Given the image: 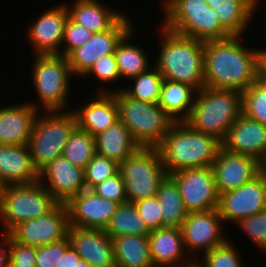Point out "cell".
Masks as SVG:
<instances>
[{
  "label": "cell",
  "mask_w": 266,
  "mask_h": 267,
  "mask_svg": "<svg viewBox=\"0 0 266 267\" xmlns=\"http://www.w3.org/2000/svg\"><path fill=\"white\" fill-rule=\"evenodd\" d=\"M241 39L243 35H231L204 42L206 87L242 93L256 81L259 48L247 47Z\"/></svg>",
  "instance_id": "6da1fadb"
},
{
  "label": "cell",
  "mask_w": 266,
  "mask_h": 267,
  "mask_svg": "<svg viewBox=\"0 0 266 267\" xmlns=\"http://www.w3.org/2000/svg\"><path fill=\"white\" fill-rule=\"evenodd\" d=\"M160 50L153 65L163 79L191 85L197 91L205 86L204 41L182 36L158 26ZM162 38V39H161Z\"/></svg>",
  "instance_id": "7a4b0ae2"
},
{
  "label": "cell",
  "mask_w": 266,
  "mask_h": 267,
  "mask_svg": "<svg viewBox=\"0 0 266 267\" xmlns=\"http://www.w3.org/2000/svg\"><path fill=\"white\" fill-rule=\"evenodd\" d=\"M222 143L196 131L186 122H174L156 147L168 175L183 169L212 167Z\"/></svg>",
  "instance_id": "3957f363"
},
{
  "label": "cell",
  "mask_w": 266,
  "mask_h": 267,
  "mask_svg": "<svg viewBox=\"0 0 266 267\" xmlns=\"http://www.w3.org/2000/svg\"><path fill=\"white\" fill-rule=\"evenodd\" d=\"M241 113V92L204 86L197 91L190 115L184 122L222 142Z\"/></svg>",
  "instance_id": "277c9868"
},
{
  "label": "cell",
  "mask_w": 266,
  "mask_h": 267,
  "mask_svg": "<svg viewBox=\"0 0 266 267\" xmlns=\"http://www.w3.org/2000/svg\"><path fill=\"white\" fill-rule=\"evenodd\" d=\"M31 66L32 81L37 100L31 102L36 109L41 111H66L71 94V81L73 73L67 57L59 54H46L33 56ZM71 78V79H70ZM38 103V104H37ZM40 107V108H39ZM68 107V108H67Z\"/></svg>",
  "instance_id": "5b68a950"
},
{
  "label": "cell",
  "mask_w": 266,
  "mask_h": 267,
  "mask_svg": "<svg viewBox=\"0 0 266 267\" xmlns=\"http://www.w3.org/2000/svg\"><path fill=\"white\" fill-rule=\"evenodd\" d=\"M112 93L116 98L119 120L135 142L140 147H157L174 124L173 119L158 103L136 100L123 90Z\"/></svg>",
  "instance_id": "8992f818"
},
{
  "label": "cell",
  "mask_w": 266,
  "mask_h": 267,
  "mask_svg": "<svg viewBox=\"0 0 266 267\" xmlns=\"http://www.w3.org/2000/svg\"><path fill=\"white\" fill-rule=\"evenodd\" d=\"M163 13L162 25L182 36L204 42L231 36L206 0H174Z\"/></svg>",
  "instance_id": "52a82bcc"
},
{
  "label": "cell",
  "mask_w": 266,
  "mask_h": 267,
  "mask_svg": "<svg viewBox=\"0 0 266 267\" xmlns=\"http://www.w3.org/2000/svg\"><path fill=\"white\" fill-rule=\"evenodd\" d=\"M41 112L35 119L27 144L38 172L55 158L63 155L65 144L77 126L72 110Z\"/></svg>",
  "instance_id": "ba28073f"
},
{
  "label": "cell",
  "mask_w": 266,
  "mask_h": 267,
  "mask_svg": "<svg viewBox=\"0 0 266 267\" xmlns=\"http://www.w3.org/2000/svg\"><path fill=\"white\" fill-rule=\"evenodd\" d=\"M58 202L38 180L30 184L6 185L0 200V223L8 234L22 222L45 215Z\"/></svg>",
  "instance_id": "9c48e42d"
},
{
  "label": "cell",
  "mask_w": 266,
  "mask_h": 267,
  "mask_svg": "<svg viewBox=\"0 0 266 267\" xmlns=\"http://www.w3.org/2000/svg\"><path fill=\"white\" fill-rule=\"evenodd\" d=\"M118 172L130 203L156 196L160 183L168 175L156 147H139L118 164Z\"/></svg>",
  "instance_id": "30bf717a"
},
{
  "label": "cell",
  "mask_w": 266,
  "mask_h": 267,
  "mask_svg": "<svg viewBox=\"0 0 266 267\" xmlns=\"http://www.w3.org/2000/svg\"><path fill=\"white\" fill-rule=\"evenodd\" d=\"M169 176L176 182L188 213L218 207L219 193L212 167L183 169Z\"/></svg>",
  "instance_id": "8fae6325"
},
{
  "label": "cell",
  "mask_w": 266,
  "mask_h": 267,
  "mask_svg": "<svg viewBox=\"0 0 266 267\" xmlns=\"http://www.w3.org/2000/svg\"><path fill=\"white\" fill-rule=\"evenodd\" d=\"M222 221L217 208L187 213L181 231L186 251L195 262L200 256L198 252L201 251V254H204L229 239L228 236L226 237L227 234H223L225 225Z\"/></svg>",
  "instance_id": "7c38bea8"
},
{
  "label": "cell",
  "mask_w": 266,
  "mask_h": 267,
  "mask_svg": "<svg viewBox=\"0 0 266 267\" xmlns=\"http://www.w3.org/2000/svg\"><path fill=\"white\" fill-rule=\"evenodd\" d=\"M69 228L66 204L58 203L45 215L20 223L8 235L15 242L40 247L66 238Z\"/></svg>",
  "instance_id": "4fadbf2b"
},
{
  "label": "cell",
  "mask_w": 266,
  "mask_h": 267,
  "mask_svg": "<svg viewBox=\"0 0 266 267\" xmlns=\"http://www.w3.org/2000/svg\"><path fill=\"white\" fill-rule=\"evenodd\" d=\"M217 210L224 224L266 210V175L261 172L251 182L219 194Z\"/></svg>",
  "instance_id": "5bb4252c"
},
{
  "label": "cell",
  "mask_w": 266,
  "mask_h": 267,
  "mask_svg": "<svg viewBox=\"0 0 266 267\" xmlns=\"http://www.w3.org/2000/svg\"><path fill=\"white\" fill-rule=\"evenodd\" d=\"M127 15L125 14L110 30L93 33L85 44L67 56L74 77L81 78L101 56L115 53L118 42L135 26Z\"/></svg>",
  "instance_id": "9a60e30c"
},
{
  "label": "cell",
  "mask_w": 266,
  "mask_h": 267,
  "mask_svg": "<svg viewBox=\"0 0 266 267\" xmlns=\"http://www.w3.org/2000/svg\"><path fill=\"white\" fill-rule=\"evenodd\" d=\"M66 3H58L42 12L29 26L27 39L34 55H61L64 28L69 17Z\"/></svg>",
  "instance_id": "2e32d148"
},
{
  "label": "cell",
  "mask_w": 266,
  "mask_h": 267,
  "mask_svg": "<svg viewBox=\"0 0 266 267\" xmlns=\"http://www.w3.org/2000/svg\"><path fill=\"white\" fill-rule=\"evenodd\" d=\"M212 169L217 191L222 194L251 182L262 172V164L253 157L232 153L221 147Z\"/></svg>",
  "instance_id": "e0dca14e"
},
{
  "label": "cell",
  "mask_w": 266,
  "mask_h": 267,
  "mask_svg": "<svg viewBox=\"0 0 266 267\" xmlns=\"http://www.w3.org/2000/svg\"><path fill=\"white\" fill-rule=\"evenodd\" d=\"M118 205L93 190L85 189L66 203L69 224L73 227L105 230Z\"/></svg>",
  "instance_id": "ac0fdd59"
},
{
  "label": "cell",
  "mask_w": 266,
  "mask_h": 267,
  "mask_svg": "<svg viewBox=\"0 0 266 267\" xmlns=\"http://www.w3.org/2000/svg\"><path fill=\"white\" fill-rule=\"evenodd\" d=\"M39 181L58 203L66 204L86 189L84 170L63 155L55 158L39 172Z\"/></svg>",
  "instance_id": "d6986e66"
},
{
  "label": "cell",
  "mask_w": 266,
  "mask_h": 267,
  "mask_svg": "<svg viewBox=\"0 0 266 267\" xmlns=\"http://www.w3.org/2000/svg\"><path fill=\"white\" fill-rule=\"evenodd\" d=\"M221 143L229 152L253 157L261 164L266 160V126L242 113Z\"/></svg>",
  "instance_id": "ffe728a7"
},
{
  "label": "cell",
  "mask_w": 266,
  "mask_h": 267,
  "mask_svg": "<svg viewBox=\"0 0 266 267\" xmlns=\"http://www.w3.org/2000/svg\"><path fill=\"white\" fill-rule=\"evenodd\" d=\"M148 241L154 267H195V261L186 251L181 228L151 230Z\"/></svg>",
  "instance_id": "44dd1931"
},
{
  "label": "cell",
  "mask_w": 266,
  "mask_h": 267,
  "mask_svg": "<svg viewBox=\"0 0 266 267\" xmlns=\"http://www.w3.org/2000/svg\"><path fill=\"white\" fill-rule=\"evenodd\" d=\"M71 245L92 267H116L112 239L103 229L70 226Z\"/></svg>",
  "instance_id": "7402d4cb"
},
{
  "label": "cell",
  "mask_w": 266,
  "mask_h": 267,
  "mask_svg": "<svg viewBox=\"0 0 266 267\" xmlns=\"http://www.w3.org/2000/svg\"><path fill=\"white\" fill-rule=\"evenodd\" d=\"M87 99L86 104L73 107L72 111L77 126L95 137L119 120L118 106L113 93H91Z\"/></svg>",
  "instance_id": "603a6c76"
},
{
  "label": "cell",
  "mask_w": 266,
  "mask_h": 267,
  "mask_svg": "<svg viewBox=\"0 0 266 267\" xmlns=\"http://www.w3.org/2000/svg\"><path fill=\"white\" fill-rule=\"evenodd\" d=\"M39 111L26 101L0 106V145H27Z\"/></svg>",
  "instance_id": "cb8c5ba5"
},
{
  "label": "cell",
  "mask_w": 266,
  "mask_h": 267,
  "mask_svg": "<svg viewBox=\"0 0 266 267\" xmlns=\"http://www.w3.org/2000/svg\"><path fill=\"white\" fill-rule=\"evenodd\" d=\"M0 180L5 186L39 180L27 145H0Z\"/></svg>",
  "instance_id": "d4e9b609"
},
{
  "label": "cell",
  "mask_w": 266,
  "mask_h": 267,
  "mask_svg": "<svg viewBox=\"0 0 266 267\" xmlns=\"http://www.w3.org/2000/svg\"><path fill=\"white\" fill-rule=\"evenodd\" d=\"M71 5L66 4L69 17L93 33L110 30L126 14L108 8L100 0H75Z\"/></svg>",
  "instance_id": "484cf974"
},
{
  "label": "cell",
  "mask_w": 266,
  "mask_h": 267,
  "mask_svg": "<svg viewBox=\"0 0 266 267\" xmlns=\"http://www.w3.org/2000/svg\"><path fill=\"white\" fill-rule=\"evenodd\" d=\"M206 2L216 12L220 24L231 35H244L248 31L247 28L261 3L259 0H206Z\"/></svg>",
  "instance_id": "4316f807"
},
{
  "label": "cell",
  "mask_w": 266,
  "mask_h": 267,
  "mask_svg": "<svg viewBox=\"0 0 266 267\" xmlns=\"http://www.w3.org/2000/svg\"><path fill=\"white\" fill-rule=\"evenodd\" d=\"M96 154L116 163L124 162L140 146L132 138L128 128L118 120L106 131L95 136Z\"/></svg>",
  "instance_id": "83f0119b"
},
{
  "label": "cell",
  "mask_w": 266,
  "mask_h": 267,
  "mask_svg": "<svg viewBox=\"0 0 266 267\" xmlns=\"http://www.w3.org/2000/svg\"><path fill=\"white\" fill-rule=\"evenodd\" d=\"M196 94L191 85L163 79L158 105L174 122H183L190 115Z\"/></svg>",
  "instance_id": "f1b7e54d"
},
{
  "label": "cell",
  "mask_w": 266,
  "mask_h": 267,
  "mask_svg": "<svg viewBox=\"0 0 266 267\" xmlns=\"http://www.w3.org/2000/svg\"><path fill=\"white\" fill-rule=\"evenodd\" d=\"M134 26L121 38L115 49L120 78L125 81L147 71L150 67L149 55L142 45L134 44L131 38H134ZM133 43V44H131Z\"/></svg>",
  "instance_id": "f546056e"
},
{
  "label": "cell",
  "mask_w": 266,
  "mask_h": 267,
  "mask_svg": "<svg viewBox=\"0 0 266 267\" xmlns=\"http://www.w3.org/2000/svg\"><path fill=\"white\" fill-rule=\"evenodd\" d=\"M116 267H154L148 236L122 235L112 238Z\"/></svg>",
  "instance_id": "4dcf8cb0"
},
{
  "label": "cell",
  "mask_w": 266,
  "mask_h": 267,
  "mask_svg": "<svg viewBox=\"0 0 266 267\" xmlns=\"http://www.w3.org/2000/svg\"><path fill=\"white\" fill-rule=\"evenodd\" d=\"M156 197L159 201L162 228H181L187 217L176 182L167 175L160 183Z\"/></svg>",
  "instance_id": "1f68e13d"
},
{
  "label": "cell",
  "mask_w": 266,
  "mask_h": 267,
  "mask_svg": "<svg viewBox=\"0 0 266 267\" xmlns=\"http://www.w3.org/2000/svg\"><path fill=\"white\" fill-rule=\"evenodd\" d=\"M152 67L149 68L147 71L142 72L141 74L130 78L128 81L132 83L125 87L116 88L110 90L112 88L105 89L104 86H99L100 88L97 89V93H112L118 90H123L128 96L140 100L143 102L148 103H158L160 98L161 92V85L163 82V76L160 72L156 69V67L151 64Z\"/></svg>",
  "instance_id": "d6a6232c"
},
{
  "label": "cell",
  "mask_w": 266,
  "mask_h": 267,
  "mask_svg": "<svg viewBox=\"0 0 266 267\" xmlns=\"http://www.w3.org/2000/svg\"><path fill=\"white\" fill-rule=\"evenodd\" d=\"M106 234L112 239L122 235L148 236L150 230L145 225L134 203L119 204L116 212L111 217Z\"/></svg>",
  "instance_id": "836d02e7"
},
{
  "label": "cell",
  "mask_w": 266,
  "mask_h": 267,
  "mask_svg": "<svg viewBox=\"0 0 266 267\" xmlns=\"http://www.w3.org/2000/svg\"><path fill=\"white\" fill-rule=\"evenodd\" d=\"M95 154V137L76 126L65 144L63 156L72 164L84 170Z\"/></svg>",
  "instance_id": "e575fe53"
},
{
  "label": "cell",
  "mask_w": 266,
  "mask_h": 267,
  "mask_svg": "<svg viewBox=\"0 0 266 267\" xmlns=\"http://www.w3.org/2000/svg\"><path fill=\"white\" fill-rule=\"evenodd\" d=\"M234 245L235 243L229 238L222 245L202 254L203 262L201 259L197 260L195 267H245L239 255L240 252Z\"/></svg>",
  "instance_id": "d590c367"
},
{
  "label": "cell",
  "mask_w": 266,
  "mask_h": 267,
  "mask_svg": "<svg viewBox=\"0 0 266 267\" xmlns=\"http://www.w3.org/2000/svg\"><path fill=\"white\" fill-rule=\"evenodd\" d=\"M242 94V114L266 126V90L256 81Z\"/></svg>",
  "instance_id": "8d00e7d4"
},
{
  "label": "cell",
  "mask_w": 266,
  "mask_h": 267,
  "mask_svg": "<svg viewBox=\"0 0 266 267\" xmlns=\"http://www.w3.org/2000/svg\"><path fill=\"white\" fill-rule=\"evenodd\" d=\"M118 172V163L95 154L84 169V182L86 189L92 190L96 185Z\"/></svg>",
  "instance_id": "74e56055"
},
{
  "label": "cell",
  "mask_w": 266,
  "mask_h": 267,
  "mask_svg": "<svg viewBox=\"0 0 266 267\" xmlns=\"http://www.w3.org/2000/svg\"><path fill=\"white\" fill-rule=\"evenodd\" d=\"M237 225L241 232L246 234L259 248L262 255L266 254V210L238 220Z\"/></svg>",
  "instance_id": "f35d334b"
},
{
  "label": "cell",
  "mask_w": 266,
  "mask_h": 267,
  "mask_svg": "<svg viewBox=\"0 0 266 267\" xmlns=\"http://www.w3.org/2000/svg\"><path fill=\"white\" fill-rule=\"evenodd\" d=\"M90 77H93V79L95 77L98 79L97 81L105 83L104 85L112 84L118 80L120 82L122 79L120 78L115 54L101 56L81 78L88 79Z\"/></svg>",
  "instance_id": "ab89813d"
},
{
  "label": "cell",
  "mask_w": 266,
  "mask_h": 267,
  "mask_svg": "<svg viewBox=\"0 0 266 267\" xmlns=\"http://www.w3.org/2000/svg\"><path fill=\"white\" fill-rule=\"evenodd\" d=\"M71 245L69 236L45 246L36 247V267H59L66 249Z\"/></svg>",
  "instance_id": "60d3db41"
},
{
  "label": "cell",
  "mask_w": 266,
  "mask_h": 267,
  "mask_svg": "<svg viewBox=\"0 0 266 267\" xmlns=\"http://www.w3.org/2000/svg\"><path fill=\"white\" fill-rule=\"evenodd\" d=\"M92 35L93 32L68 17L64 28L61 55L67 57L74 49L85 44Z\"/></svg>",
  "instance_id": "b9f144b4"
},
{
  "label": "cell",
  "mask_w": 266,
  "mask_h": 267,
  "mask_svg": "<svg viewBox=\"0 0 266 267\" xmlns=\"http://www.w3.org/2000/svg\"><path fill=\"white\" fill-rule=\"evenodd\" d=\"M92 190L102 198L109 199L119 204L128 202L125 183L119 172L105 179Z\"/></svg>",
  "instance_id": "7bdbcfd3"
},
{
  "label": "cell",
  "mask_w": 266,
  "mask_h": 267,
  "mask_svg": "<svg viewBox=\"0 0 266 267\" xmlns=\"http://www.w3.org/2000/svg\"><path fill=\"white\" fill-rule=\"evenodd\" d=\"M36 247L15 242L9 236L10 267H36Z\"/></svg>",
  "instance_id": "ee69618b"
},
{
  "label": "cell",
  "mask_w": 266,
  "mask_h": 267,
  "mask_svg": "<svg viewBox=\"0 0 266 267\" xmlns=\"http://www.w3.org/2000/svg\"><path fill=\"white\" fill-rule=\"evenodd\" d=\"M134 205L150 231L162 228L160 206L156 196L134 202Z\"/></svg>",
  "instance_id": "f6af8a7d"
},
{
  "label": "cell",
  "mask_w": 266,
  "mask_h": 267,
  "mask_svg": "<svg viewBox=\"0 0 266 267\" xmlns=\"http://www.w3.org/2000/svg\"><path fill=\"white\" fill-rule=\"evenodd\" d=\"M80 259L81 257L79 256V254L76 252L73 246L70 245L62 256L59 262V267H76V263Z\"/></svg>",
  "instance_id": "bcb514c9"
},
{
  "label": "cell",
  "mask_w": 266,
  "mask_h": 267,
  "mask_svg": "<svg viewBox=\"0 0 266 267\" xmlns=\"http://www.w3.org/2000/svg\"><path fill=\"white\" fill-rule=\"evenodd\" d=\"M0 238V267H4L8 264L9 260V235L3 234Z\"/></svg>",
  "instance_id": "7dc6e473"
},
{
  "label": "cell",
  "mask_w": 266,
  "mask_h": 267,
  "mask_svg": "<svg viewBox=\"0 0 266 267\" xmlns=\"http://www.w3.org/2000/svg\"><path fill=\"white\" fill-rule=\"evenodd\" d=\"M256 82L266 90V71L259 65L257 69Z\"/></svg>",
  "instance_id": "c3c4849f"
},
{
  "label": "cell",
  "mask_w": 266,
  "mask_h": 267,
  "mask_svg": "<svg viewBox=\"0 0 266 267\" xmlns=\"http://www.w3.org/2000/svg\"><path fill=\"white\" fill-rule=\"evenodd\" d=\"M76 267H92L88 262H86L83 259H80L77 263H76Z\"/></svg>",
  "instance_id": "681fc988"
},
{
  "label": "cell",
  "mask_w": 266,
  "mask_h": 267,
  "mask_svg": "<svg viewBox=\"0 0 266 267\" xmlns=\"http://www.w3.org/2000/svg\"><path fill=\"white\" fill-rule=\"evenodd\" d=\"M174 0H162V4L161 7H163V11L173 2Z\"/></svg>",
  "instance_id": "f907efd6"
},
{
  "label": "cell",
  "mask_w": 266,
  "mask_h": 267,
  "mask_svg": "<svg viewBox=\"0 0 266 267\" xmlns=\"http://www.w3.org/2000/svg\"><path fill=\"white\" fill-rule=\"evenodd\" d=\"M4 187H5V185L0 180V200H1V197H2V194H3Z\"/></svg>",
  "instance_id": "816d5d0a"
},
{
  "label": "cell",
  "mask_w": 266,
  "mask_h": 267,
  "mask_svg": "<svg viewBox=\"0 0 266 267\" xmlns=\"http://www.w3.org/2000/svg\"><path fill=\"white\" fill-rule=\"evenodd\" d=\"M262 172L266 175V160H265V162L262 164Z\"/></svg>",
  "instance_id": "f5cc1de1"
}]
</instances>
